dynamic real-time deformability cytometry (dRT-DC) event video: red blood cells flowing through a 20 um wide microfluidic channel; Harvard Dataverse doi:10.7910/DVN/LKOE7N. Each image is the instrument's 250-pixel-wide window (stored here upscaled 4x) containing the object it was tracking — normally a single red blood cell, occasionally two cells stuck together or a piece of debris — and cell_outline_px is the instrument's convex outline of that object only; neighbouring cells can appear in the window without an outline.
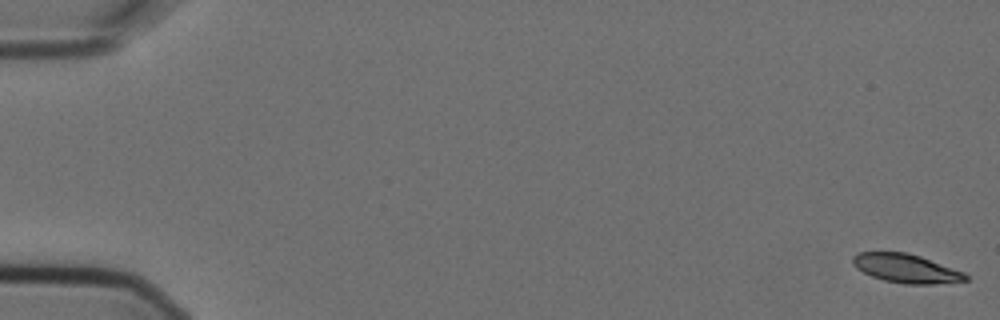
{"species": "Egyptian fruit bat (a non-hibernating species)", "species_latin": "Rousettus aegyptiacus", "temperature_condition": "cold", "stored_images_in_passage": 8, "camera_frame_rate_fps": 3000, "um_per_image_px": 0.085, "animal": {"sex": "female"}, "frame": {"image": 1, "passage_image": 1, "time_ms": 0.0, "image_size_px": [1000, 320], "cell_outline_px": [[968, 280], [932, 284], [904, 284], [884, 280], [872, 276], [856, 268], [852, 264], [852, 256], [860, 252], [908, 252], [920, 256], [964, 272], [968, 276]], "centroid_in_image_um": [77.0, 22.81], "position_along_channel_um": 8.0, "area_um2": 18.84}}
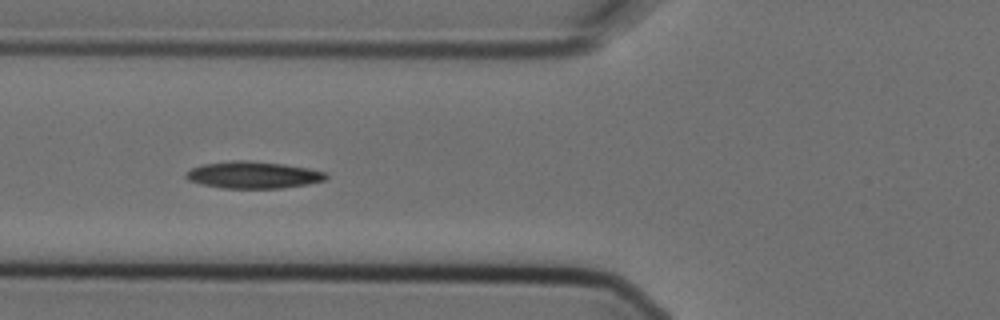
{"frame": {"image": 2, "passage_image": 7, "time_ms": 2.0, "image_size_px": [1000, 320], "cell_outline_px": [[328, 176], [324, 180], [308, 184], [280, 188], [224, 188], [200, 184], [188, 180], [184, 176], [184, 172], [200, 164], [232, 160], [248, 160], [284, 164], [308, 168], [328, 172]], "centroid_in_image_um": [21.49, 14.86], "position_along_channel_um": 104.3, "area_um2": 22.2}}
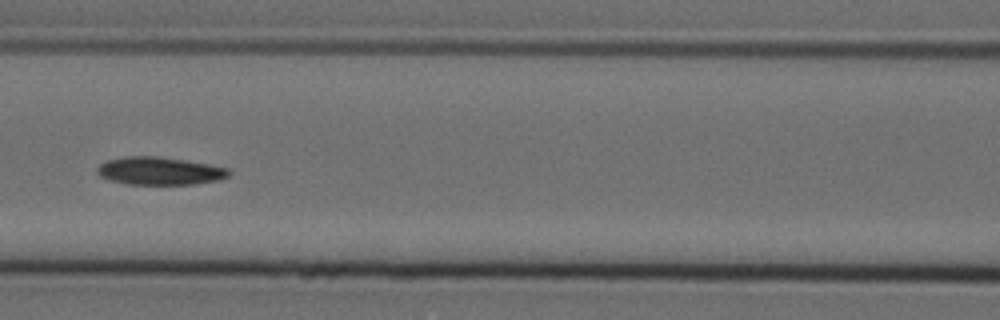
{"frame": {"image": 3, "passage_image": 8, "time_ms": 2.333, "image_size_px": [1000, 320], "cell_outline_px": [[232, 172], [228, 176], [220, 180], [192, 184], [128, 184], [108, 180], [100, 176], [96, 172], [96, 168], [100, 164], [108, 160], [124, 156], [160, 156], [208, 164], [228, 168]], "centroid_in_image_um": [13.55, 14.53], "position_along_channel_um": 153.0, "area_um2": 21.44}}